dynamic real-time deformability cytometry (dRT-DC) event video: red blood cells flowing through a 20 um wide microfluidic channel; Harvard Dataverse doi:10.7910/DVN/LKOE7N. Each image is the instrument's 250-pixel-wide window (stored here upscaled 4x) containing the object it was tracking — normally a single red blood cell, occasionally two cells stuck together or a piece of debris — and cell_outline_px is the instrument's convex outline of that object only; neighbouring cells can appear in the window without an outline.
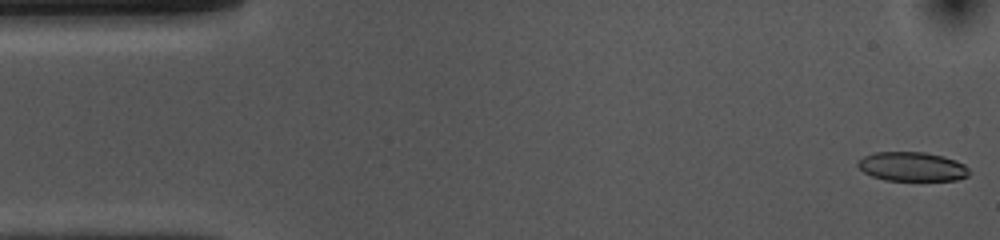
{"species": "common noctule bat (a hibernating species)", "species_latin": "Nyctalus noctula", "temperature_condition": "cold", "stored_images_in_passage": 52, "camera_frame_rate_fps": 3000, "um_per_image_px": 0.085, "animal": {"sex": "female", "body_mass_g": 10.0, "forearm_length_mm": 53.1}, "frame": {"image": 1, "passage_image": 1, "time_ms": 0.0, "image_size_px": [1000, 240], "cell_outline_px": [[968, 176], [956, 180], [884, 180], [872, 176], [864, 172], [856, 164], [864, 156], [876, 152], [924, 152], [944, 156], [956, 160], [964, 164], [968, 168]], "centroid_in_image_um": [77.54, 14.16], "position_along_channel_um": 7.5, "area_um2": 18.84}}
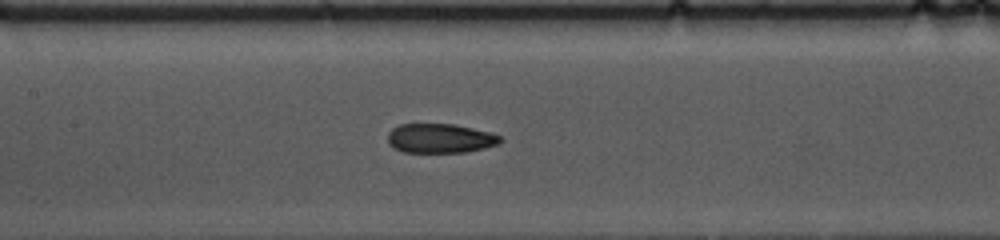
{"frame": {"image": 2, "passage_image": 23, "time_ms": 7.333, "image_size_px": [1000, 240], "cell_outline_px": [[504, 140], [500, 144], [484, 148], [464, 152], [404, 152], [388, 144], [388, 132], [392, 128], [400, 124], [452, 124], [472, 128], [488, 132], [500, 136]], "centroid_in_image_um": [37.41, 11.76], "position_along_channel_um": 170.0, "area_um2": 19.19}}
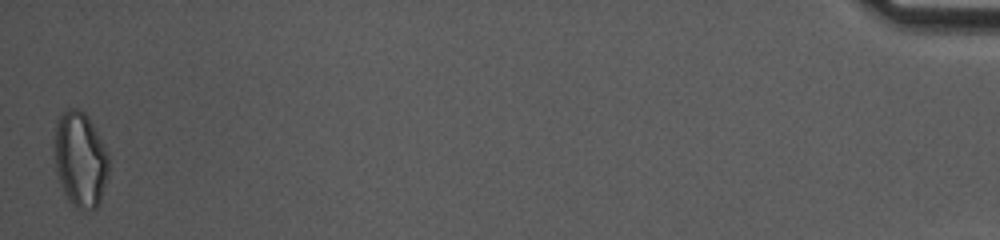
{"frame": {"image": 3, "passage_image": 52, "time_ms": 17.0, "image_size_px": [1000, 240], "cell_outline_px": [[108, 176], [100, 200], [96, 208], [76, 208], [68, 200], [64, 192], [56, 172], [52, 148], [56, 124], [60, 116], [68, 108], [80, 108], [88, 116], [108, 156]], "centroid_in_image_um": [6.78, 13.53], "position_along_channel_um": 428.4, "area_um2": 30.06}, "authors_computed_cell_mechanics": {"area_um2": 20.4323, "velocity_mm_per_s": 3.7202, "shape_relaxation_time_tau1_ms": null, "shape_relaxation_time_tau2_ms": 3.6574, "deformation_change_tau1": null, "deformation_change_tau2": 0.1105}}